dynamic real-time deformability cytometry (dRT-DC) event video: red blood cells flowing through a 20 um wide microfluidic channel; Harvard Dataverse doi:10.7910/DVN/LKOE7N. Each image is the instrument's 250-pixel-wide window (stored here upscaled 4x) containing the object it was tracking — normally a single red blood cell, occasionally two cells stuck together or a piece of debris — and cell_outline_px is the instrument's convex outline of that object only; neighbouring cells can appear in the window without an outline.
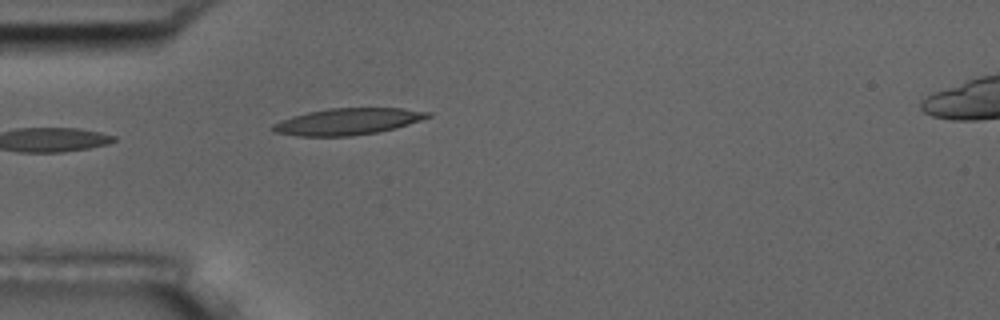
{"species": "common noctule bat (a hibernating species)", "species_latin": "Nyctalus noctula", "temperature_condition": "room temperature", "stored_images_in_passage": 5, "camera_frame_rate_fps": 3000, "um_per_image_px": 0.085, "animal": {"sex": "male", "body_mass_g": 17.5, "forearm_length_mm": 52.3}, "frame": {"image": 1, "passage_image": 5, "time_ms": 4.667, "image_size_px": [1000, 320], "cell_outline_px": [[432, 116], [396, 128], [376, 132], [352, 136], [296, 136], [272, 132], [268, 128], [272, 124], [292, 116], [308, 112], [328, 108], [404, 108], [432, 112]], "centroid_in_image_um": [29.52, 10.33], "position_along_channel_um": 55.5, "area_um2": 24.16}}